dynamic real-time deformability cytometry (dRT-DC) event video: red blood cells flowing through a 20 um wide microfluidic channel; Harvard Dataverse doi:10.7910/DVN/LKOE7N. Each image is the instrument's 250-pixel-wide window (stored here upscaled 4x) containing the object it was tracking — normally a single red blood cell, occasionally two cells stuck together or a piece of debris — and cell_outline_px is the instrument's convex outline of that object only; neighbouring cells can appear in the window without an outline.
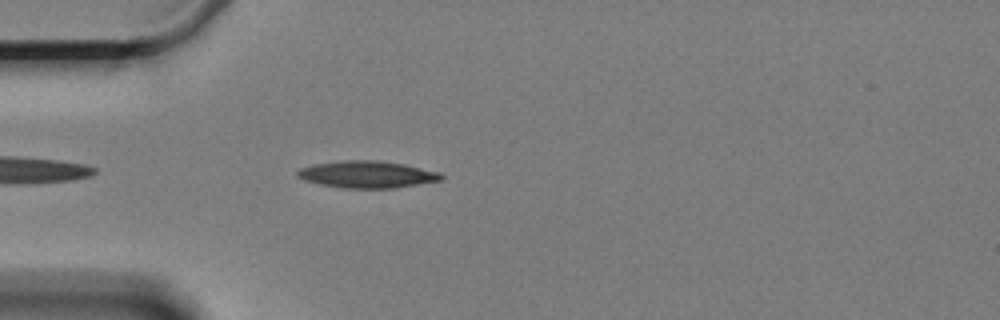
{"species": "Egyptian fruit bat (a non-hibernating species)", "species_latin": "Rousettus aegyptiacus", "temperature_condition": "cold", "stored_images_in_passage": 47, "camera_frame_rate_fps": 3000, "um_per_image_px": 0.085, "animal": {"sex": "female"}, "frame": {"image": 1, "passage_image": 4, "time_ms": 1.0, "image_size_px": [1000, 320], "cell_outline_px": [[444, 176], [440, 180], [396, 188], [344, 188], [320, 184], [304, 180], [296, 176], [296, 172], [300, 168], [312, 164], [344, 160], [380, 160], [404, 164], [440, 172]], "centroid_in_image_um": [31.18, 14.82], "position_along_channel_um": 53.8, "area_um2": 22.66}}
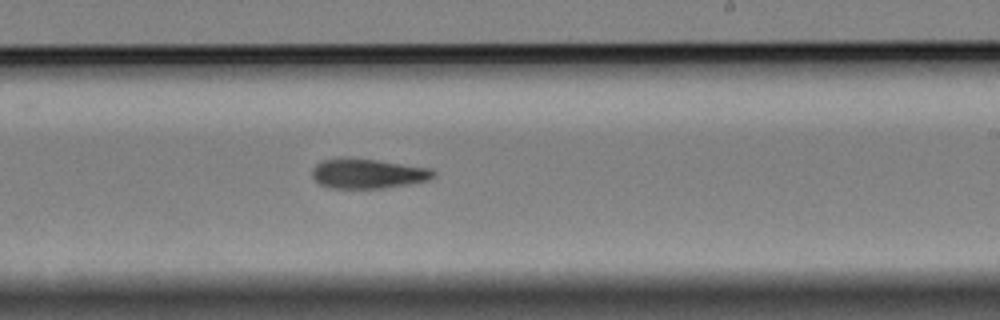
{"frame": {"image": 2, "passage_image": 23, "time_ms": 7.333, "image_size_px": [1000, 320], "cell_outline_px": [[436, 172], [428, 180], [408, 184], [384, 188], [332, 188], [320, 184], [312, 176], [312, 168], [316, 164], [324, 160], [376, 160], [428, 168]], "centroid_in_image_um": [31.26, 14.79], "position_along_channel_um": 257.7, "area_um2": 20.17}}
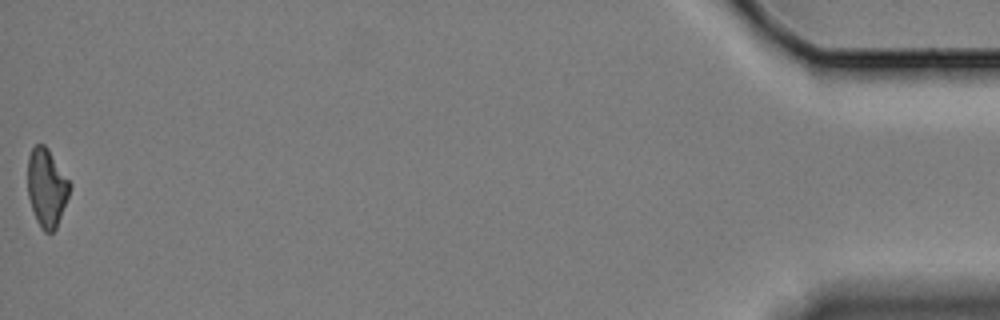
{"frame": {"image": 3, "passage_image": 47, "time_ms": 15.333, "image_size_px": [1000, 320], "cell_outline_px": [[72, 184], [68, 196], [56, 228], [52, 232], [44, 232], [40, 228], [36, 220], [28, 196], [28, 156], [32, 148], [36, 144], [44, 144], [48, 148]], "centroid_in_image_um": [3.97, 15.94], "position_along_channel_um": 431.2, "area_um2": 19.13}}